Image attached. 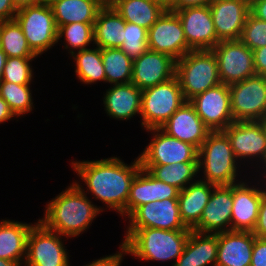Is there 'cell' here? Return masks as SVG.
Wrapping results in <instances>:
<instances>
[{"label": "cell", "instance_id": "obj_10", "mask_svg": "<svg viewBox=\"0 0 266 266\" xmlns=\"http://www.w3.org/2000/svg\"><path fill=\"white\" fill-rule=\"evenodd\" d=\"M149 131L153 138L139 155L141 165L198 163V149L195 146L167 135L160 128Z\"/></svg>", "mask_w": 266, "mask_h": 266}, {"label": "cell", "instance_id": "obj_25", "mask_svg": "<svg viewBox=\"0 0 266 266\" xmlns=\"http://www.w3.org/2000/svg\"><path fill=\"white\" fill-rule=\"evenodd\" d=\"M218 251V233L191 230L181 256L172 266H215Z\"/></svg>", "mask_w": 266, "mask_h": 266}, {"label": "cell", "instance_id": "obj_38", "mask_svg": "<svg viewBox=\"0 0 266 266\" xmlns=\"http://www.w3.org/2000/svg\"><path fill=\"white\" fill-rule=\"evenodd\" d=\"M34 58L7 57L1 81L16 84H30L33 80V69L30 64Z\"/></svg>", "mask_w": 266, "mask_h": 266}, {"label": "cell", "instance_id": "obj_36", "mask_svg": "<svg viewBox=\"0 0 266 266\" xmlns=\"http://www.w3.org/2000/svg\"><path fill=\"white\" fill-rule=\"evenodd\" d=\"M94 23H79L74 22L67 25H62L58 27L57 31V41L61 40L64 36L65 49H69L68 53L71 55L74 53V49L81 51L87 49L88 45L94 42Z\"/></svg>", "mask_w": 266, "mask_h": 266}, {"label": "cell", "instance_id": "obj_47", "mask_svg": "<svg viewBox=\"0 0 266 266\" xmlns=\"http://www.w3.org/2000/svg\"><path fill=\"white\" fill-rule=\"evenodd\" d=\"M15 117L8 107L7 102L0 96V123L6 122Z\"/></svg>", "mask_w": 266, "mask_h": 266}, {"label": "cell", "instance_id": "obj_31", "mask_svg": "<svg viewBox=\"0 0 266 266\" xmlns=\"http://www.w3.org/2000/svg\"><path fill=\"white\" fill-rule=\"evenodd\" d=\"M155 179L185 189L193 182L198 172V163H174L168 165H141Z\"/></svg>", "mask_w": 266, "mask_h": 266}, {"label": "cell", "instance_id": "obj_46", "mask_svg": "<svg viewBox=\"0 0 266 266\" xmlns=\"http://www.w3.org/2000/svg\"><path fill=\"white\" fill-rule=\"evenodd\" d=\"M250 13L256 18L266 21V0H258L250 7Z\"/></svg>", "mask_w": 266, "mask_h": 266}, {"label": "cell", "instance_id": "obj_43", "mask_svg": "<svg viewBox=\"0 0 266 266\" xmlns=\"http://www.w3.org/2000/svg\"><path fill=\"white\" fill-rule=\"evenodd\" d=\"M252 51L256 75L266 76V46Z\"/></svg>", "mask_w": 266, "mask_h": 266}, {"label": "cell", "instance_id": "obj_6", "mask_svg": "<svg viewBox=\"0 0 266 266\" xmlns=\"http://www.w3.org/2000/svg\"><path fill=\"white\" fill-rule=\"evenodd\" d=\"M185 98L177 76L142 90L141 125L160 128L183 105Z\"/></svg>", "mask_w": 266, "mask_h": 266}, {"label": "cell", "instance_id": "obj_35", "mask_svg": "<svg viewBox=\"0 0 266 266\" xmlns=\"http://www.w3.org/2000/svg\"><path fill=\"white\" fill-rule=\"evenodd\" d=\"M31 84H16L0 81V96L7 102L9 109L15 115L24 116L32 111L33 99L30 90Z\"/></svg>", "mask_w": 266, "mask_h": 266}, {"label": "cell", "instance_id": "obj_45", "mask_svg": "<svg viewBox=\"0 0 266 266\" xmlns=\"http://www.w3.org/2000/svg\"><path fill=\"white\" fill-rule=\"evenodd\" d=\"M213 0H179L171 11H178L187 7H202L210 5Z\"/></svg>", "mask_w": 266, "mask_h": 266}, {"label": "cell", "instance_id": "obj_7", "mask_svg": "<svg viewBox=\"0 0 266 266\" xmlns=\"http://www.w3.org/2000/svg\"><path fill=\"white\" fill-rule=\"evenodd\" d=\"M14 19L21 26L29 47L37 56L58 42V28L51 7L42 4L25 5L18 8Z\"/></svg>", "mask_w": 266, "mask_h": 266}, {"label": "cell", "instance_id": "obj_50", "mask_svg": "<svg viewBox=\"0 0 266 266\" xmlns=\"http://www.w3.org/2000/svg\"><path fill=\"white\" fill-rule=\"evenodd\" d=\"M6 59H7L6 53L0 48V81L2 79V73L6 63Z\"/></svg>", "mask_w": 266, "mask_h": 266}, {"label": "cell", "instance_id": "obj_48", "mask_svg": "<svg viewBox=\"0 0 266 266\" xmlns=\"http://www.w3.org/2000/svg\"><path fill=\"white\" fill-rule=\"evenodd\" d=\"M157 1L165 10L171 11L178 4L179 0H157Z\"/></svg>", "mask_w": 266, "mask_h": 266}, {"label": "cell", "instance_id": "obj_23", "mask_svg": "<svg viewBox=\"0 0 266 266\" xmlns=\"http://www.w3.org/2000/svg\"><path fill=\"white\" fill-rule=\"evenodd\" d=\"M255 238L250 231L219 232L215 266H250Z\"/></svg>", "mask_w": 266, "mask_h": 266}, {"label": "cell", "instance_id": "obj_28", "mask_svg": "<svg viewBox=\"0 0 266 266\" xmlns=\"http://www.w3.org/2000/svg\"><path fill=\"white\" fill-rule=\"evenodd\" d=\"M125 20L112 6H103L93 25L94 43L100 49L120 48L124 42Z\"/></svg>", "mask_w": 266, "mask_h": 266}, {"label": "cell", "instance_id": "obj_3", "mask_svg": "<svg viewBox=\"0 0 266 266\" xmlns=\"http://www.w3.org/2000/svg\"><path fill=\"white\" fill-rule=\"evenodd\" d=\"M191 230L139 228L126 231L122 245L126 254L145 261H170L181 256Z\"/></svg>", "mask_w": 266, "mask_h": 266}, {"label": "cell", "instance_id": "obj_33", "mask_svg": "<svg viewBox=\"0 0 266 266\" xmlns=\"http://www.w3.org/2000/svg\"><path fill=\"white\" fill-rule=\"evenodd\" d=\"M106 83L111 85L131 83L133 61L120 48L101 49Z\"/></svg>", "mask_w": 266, "mask_h": 266}, {"label": "cell", "instance_id": "obj_16", "mask_svg": "<svg viewBox=\"0 0 266 266\" xmlns=\"http://www.w3.org/2000/svg\"><path fill=\"white\" fill-rule=\"evenodd\" d=\"M174 12L180 18L187 45L192 50H212L218 44L209 5Z\"/></svg>", "mask_w": 266, "mask_h": 266}, {"label": "cell", "instance_id": "obj_52", "mask_svg": "<svg viewBox=\"0 0 266 266\" xmlns=\"http://www.w3.org/2000/svg\"><path fill=\"white\" fill-rule=\"evenodd\" d=\"M58 1H60V0H38V4H42V5H46V6L51 7L52 5H54Z\"/></svg>", "mask_w": 266, "mask_h": 266}, {"label": "cell", "instance_id": "obj_15", "mask_svg": "<svg viewBox=\"0 0 266 266\" xmlns=\"http://www.w3.org/2000/svg\"><path fill=\"white\" fill-rule=\"evenodd\" d=\"M127 231L139 228L163 230H191L182 221L178 199L149 202L137 207L128 217Z\"/></svg>", "mask_w": 266, "mask_h": 266}, {"label": "cell", "instance_id": "obj_29", "mask_svg": "<svg viewBox=\"0 0 266 266\" xmlns=\"http://www.w3.org/2000/svg\"><path fill=\"white\" fill-rule=\"evenodd\" d=\"M102 7L99 0H60L51 6L57 28L74 22L94 23Z\"/></svg>", "mask_w": 266, "mask_h": 266}, {"label": "cell", "instance_id": "obj_44", "mask_svg": "<svg viewBox=\"0 0 266 266\" xmlns=\"http://www.w3.org/2000/svg\"><path fill=\"white\" fill-rule=\"evenodd\" d=\"M17 11L12 0H0V22L13 20Z\"/></svg>", "mask_w": 266, "mask_h": 266}, {"label": "cell", "instance_id": "obj_27", "mask_svg": "<svg viewBox=\"0 0 266 266\" xmlns=\"http://www.w3.org/2000/svg\"><path fill=\"white\" fill-rule=\"evenodd\" d=\"M33 225L14 220H2L0 222L1 259L11 260L24 265L27 237Z\"/></svg>", "mask_w": 266, "mask_h": 266}, {"label": "cell", "instance_id": "obj_2", "mask_svg": "<svg viewBox=\"0 0 266 266\" xmlns=\"http://www.w3.org/2000/svg\"><path fill=\"white\" fill-rule=\"evenodd\" d=\"M82 187L79 182H73L48 202L43 219L38 221L66 238L79 236L86 231L104 209L92 204Z\"/></svg>", "mask_w": 266, "mask_h": 266}, {"label": "cell", "instance_id": "obj_1", "mask_svg": "<svg viewBox=\"0 0 266 266\" xmlns=\"http://www.w3.org/2000/svg\"><path fill=\"white\" fill-rule=\"evenodd\" d=\"M74 171L87 186V192L126 217V205L131 184L141 169L139 156L131 165L118 157L95 161L71 162Z\"/></svg>", "mask_w": 266, "mask_h": 266}, {"label": "cell", "instance_id": "obj_14", "mask_svg": "<svg viewBox=\"0 0 266 266\" xmlns=\"http://www.w3.org/2000/svg\"><path fill=\"white\" fill-rule=\"evenodd\" d=\"M211 131H223L234 122L229 85L220 83L189 100Z\"/></svg>", "mask_w": 266, "mask_h": 266}, {"label": "cell", "instance_id": "obj_21", "mask_svg": "<svg viewBox=\"0 0 266 266\" xmlns=\"http://www.w3.org/2000/svg\"><path fill=\"white\" fill-rule=\"evenodd\" d=\"M160 129L167 135L189 143L197 149L211 132L189 101H185Z\"/></svg>", "mask_w": 266, "mask_h": 266}, {"label": "cell", "instance_id": "obj_41", "mask_svg": "<svg viewBox=\"0 0 266 266\" xmlns=\"http://www.w3.org/2000/svg\"><path fill=\"white\" fill-rule=\"evenodd\" d=\"M252 233L256 237H266V191L262 194V199L259 206L258 218Z\"/></svg>", "mask_w": 266, "mask_h": 266}, {"label": "cell", "instance_id": "obj_17", "mask_svg": "<svg viewBox=\"0 0 266 266\" xmlns=\"http://www.w3.org/2000/svg\"><path fill=\"white\" fill-rule=\"evenodd\" d=\"M175 72V59L168 54L147 49L133 61L131 83L144 90L173 78Z\"/></svg>", "mask_w": 266, "mask_h": 266}, {"label": "cell", "instance_id": "obj_26", "mask_svg": "<svg viewBox=\"0 0 266 266\" xmlns=\"http://www.w3.org/2000/svg\"><path fill=\"white\" fill-rule=\"evenodd\" d=\"M215 186L201 179H194V182L179 192L180 216L188 228L192 229L200 221Z\"/></svg>", "mask_w": 266, "mask_h": 266}, {"label": "cell", "instance_id": "obj_11", "mask_svg": "<svg viewBox=\"0 0 266 266\" xmlns=\"http://www.w3.org/2000/svg\"><path fill=\"white\" fill-rule=\"evenodd\" d=\"M221 83L232 85L256 75L253 51L241 40L219 41L212 49Z\"/></svg>", "mask_w": 266, "mask_h": 266}, {"label": "cell", "instance_id": "obj_19", "mask_svg": "<svg viewBox=\"0 0 266 266\" xmlns=\"http://www.w3.org/2000/svg\"><path fill=\"white\" fill-rule=\"evenodd\" d=\"M232 185L215 186L200 221L191 229L202 233L231 231Z\"/></svg>", "mask_w": 266, "mask_h": 266}, {"label": "cell", "instance_id": "obj_32", "mask_svg": "<svg viewBox=\"0 0 266 266\" xmlns=\"http://www.w3.org/2000/svg\"><path fill=\"white\" fill-rule=\"evenodd\" d=\"M71 56L76 63L75 73L80 82L85 84H92L97 81L106 82L101 49L99 47L75 51Z\"/></svg>", "mask_w": 266, "mask_h": 266}, {"label": "cell", "instance_id": "obj_51", "mask_svg": "<svg viewBox=\"0 0 266 266\" xmlns=\"http://www.w3.org/2000/svg\"><path fill=\"white\" fill-rule=\"evenodd\" d=\"M22 264H19L17 262H13L11 260L1 259L0 258V266H21Z\"/></svg>", "mask_w": 266, "mask_h": 266}, {"label": "cell", "instance_id": "obj_5", "mask_svg": "<svg viewBox=\"0 0 266 266\" xmlns=\"http://www.w3.org/2000/svg\"><path fill=\"white\" fill-rule=\"evenodd\" d=\"M175 75L186 101L221 83L218 61L212 50L186 53L176 61Z\"/></svg>", "mask_w": 266, "mask_h": 266}, {"label": "cell", "instance_id": "obj_37", "mask_svg": "<svg viewBox=\"0 0 266 266\" xmlns=\"http://www.w3.org/2000/svg\"><path fill=\"white\" fill-rule=\"evenodd\" d=\"M148 29L137 24L126 22L124 29V42L120 49L134 61L147 49Z\"/></svg>", "mask_w": 266, "mask_h": 266}, {"label": "cell", "instance_id": "obj_20", "mask_svg": "<svg viewBox=\"0 0 266 266\" xmlns=\"http://www.w3.org/2000/svg\"><path fill=\"white\" fill-rule=\"evenodd\" d=\"M264 187L265 189L262 186L249 187L244 181L232 184L231 231H253L258 218L262 194L266 191V186Z\"/></svg>", "mask_w": 266, "mask_h": 266}, {"label": "cell", "instance_id": "obj_4", "mask_svg": "<svg viewBox=\"0 0 266 266\" xmlns=\"http://www.w3.org/2000/svg\"><path fill=\"white\" fill-rule=\"evenodd\" d=\"M236 161L227 135L223 131H211L198 149V172L204 173V179H200L216 186L235 184L238 181Z\"/></svg>", "mask_w": 266, "mask_h": 266}, {"label": "cell", "instance_id": "obj_8", "mask_svg": "<svg viewBox=\"0 0 266 266\" xmlns=\"http://www.w3.org/2000/svg\"><path fill=\"white\" fill-rule=\"evenodd\" d=\"M229 91L234 121H266V76H250Z\"/></svg>", "mask_w": 266, "mask_h": 266}, {"label": "cell", "instance_id": "obj_30", "mask_svg": "<svg viewBox=\"0 0 266 266\" xmlns=\"http://www.w3.org/2000/svg\"><path fill=\"white\" fill-rule=\"evenodd\" d=\"M112 7L126 21L149 29L165 9L157 0H117Z\"/></svg>", "mask_w": 266, "mask_h": 266}, {"label": "cell", "instance_id": "obj_49", "mask_svg": "<svg viewBox=\"0 0 266 266\" xmlns=\"http://www.w3.org/2000/svg\"><path fill=\"white\" fill-rule=\"evenodd\" d=\"M17 8L25 5H34L38 4V0H12Z\"/></svg>", "mask_w": 266, "mask_h": 266}, {"label": "cell", "instance_id": "obj_24", "mask_svg": "<svg viewBox=\"0 0 266 266\" xmlns=\"http://www.w3.org/2000/svg\"><path fill=\"white\" fill-rule=\"evenodd\" d=\"M142 90L132 83L115 84L106 90L103 98L110 118L129 120L141 114Z\"/></svg>", "mask_w": 266, "mask_h": 266}, {"label": "cell", "instance_id": "obj_22", "mask_svg": "<svg viewBox=\"0 0 266 266\" xmlns=\"http://www.w3.org/2000/svg\"><path fill=\"white\" fill-rule=\"evenodd\" d=\"M179 192L178 188L155 179L141 168L131 184L126 215L129 216L137 207L149 202L178 199Z\"/></svg>", "mask_w": 266, "mask_h": 266}, {"label": "cell", "instance_id": "obj_18", "mask_svg": "<svg viewBox=\"0 0 266 266\" xmlns=\"http://www.w3.org/2000/svg\"><path fill=\"white\" fill-rule=\"evenodd\" d=\"M209 7L217 39L240 40L250 6L240 0H213Z\"/></svg>", "mask_w": 266, "mask_h": 266}, {"label": "cell", "instance_id": "obj_34", "mask_svg": "<svg viewBox=\"0 0 266 266\" xmlns=\"http://www.w3.org/2000/svg\"><path fill=\"white\" fill-rule=\"evenodd\" d=\"M0 48L7 57L36 58L15 19L0 22Z\"/></svg>", "mask_w": 266, "mask_h": 266}, {"label": "cell", "instance_id": "obj_54", "mask_svg": "<svg viewBox=\"0 0 266 266\" xmlns=\"http://www.w3.org/2000/svg\"><path fill=\"white\" fill-rule=\"evenodd\" d=\"M240 1L245 2L247 5H249L251 7L258 0H240Z\"/></svg>", "mask_w": 266, "mask_h": 266}, {"label": "cell", "instance_id": "obj_53", "mask_svg": "<svg viewBox=\"0 0 266 266\" xmlns=\"http://www.w3.org/2000/svg\"><path fill=\"white\" fill-rule=\"evenodd\" d=\"M117 0H99L103 6H112Z\"/></svg>", "mask_w": 266, "mask_h": 266}, {"label": "cell", "instance_id": "obj_42", "mask_svg": "<svg viewBox=\"0 0 266 266\" xmlns=\"http://www.w3.org/2000/svg\"><path fill=\"white\" fill-rule=\"evenodd\" d=\"M120 251L116 254H112L105 257H100V259L94 260L91 263L84 266H120L123 258V254L126 255L125 249L122 244H120Z\"/></svg>", "mask_w": 266, "mask_h": 266}, {"label": "cell", "instance_id": "obj_13", "mask_svg": "<svg viewBox=\"0 0 266 266\" xmlns=\"http://www.w3.org/2000/svg\"><path fill=\"white\" fill-rule=\"evenodd\" d=\"M147 47L149 50L168 54L176 61L192 51L187 45L183 27L176 12L165 10L148 29Z\"/></svg>", "mask_w": 266, "mask_h": 266}, {"label": "cell", "instance_id": "obj_40", "mask_svg": "<svg viewBox=\"0 0 266 266\" xmlns=\"http://www.w3.org/2000/svg\"><path fill=\"white\" fill-rule=\"evenodd\" d=\"M250 266H266V237L254 239Z\"/></svg>", "mask_w": 266, "mask_h": 266}, {"label": "cell", "instance_id": "obj_9", "mask_svg": "<svg viewBox=\"0 0 266 266\" xmlns=\"http://www.w3.org/2000/svg\"><path fill=\"white\" fill-rule=\"evenodd\" d=\"M62 235L45 228L39 221L27 237L25 266H69V254Z\"/></svg>", "mask_w": 266, "mask_h": 266}, {"label": "cell", "instance_id": "obj_39", "mask_svg": "<svg viewBox=\"0 0 266 266\" xmlns=\"http://www.w3.org/2000/svg\"><path fill=\"white\" fill-rule=\"evenodd\" d=\"M240 40L251 50L266 46V21L260 20L250 13Z\"/></svg>", "mask_w": 266, "mask_h": 266}, {"label": "cell", "instance_id": "obj_12", "mask_svg": "<svg viewBox=\"0 0 266 266\" xmlns=\"http://www.w3.org/2000/svg\"><path fill=\"white\" fill-rule=\"evenodd\" d=\"M223 132L227 135L237 160L245 158L262 162L266 170V121H234ZM265 166V167H264Z\"/></svg>", "mask_w": 266, "mask_h": 266}]
</instances>
